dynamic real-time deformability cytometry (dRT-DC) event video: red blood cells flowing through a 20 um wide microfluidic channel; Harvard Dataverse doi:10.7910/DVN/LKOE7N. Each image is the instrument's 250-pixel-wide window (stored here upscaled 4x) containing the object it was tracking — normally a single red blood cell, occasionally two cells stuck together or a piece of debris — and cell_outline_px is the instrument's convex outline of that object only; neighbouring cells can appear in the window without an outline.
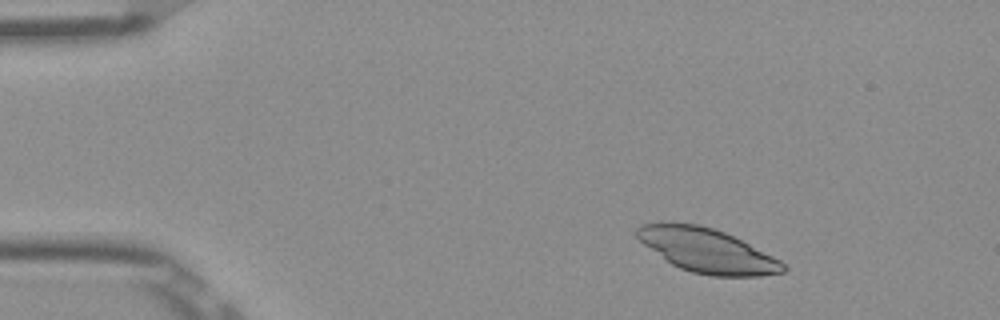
{"species": "Egyptian fruit bat (a non-hibernating species)", "species_latin": "Rousettus aegyptiacus", "temperature_condition": "room temperature", "stored_images_in_passage": 49, "camera_frame_rate_fps": 3000, "um_per_image_px": 0.085, "frame": {"image": 1, "passage_image": 5, "time_ms": 1.333, "image_size_px": [1000, 320], "cell_outline_px": [[788, 268], [784, 272], [760, 276], [712, 276], [692, 272], [680, 268], [672, 264], [644, 244], [636, 236], [636, 228], [640, 224], [700, 224], [724, 232], [780, 260]], "centroid_in_image_um": [60.12, 21.32], "position_along_channel_um": 24.9, "area_um2": 36.7}}